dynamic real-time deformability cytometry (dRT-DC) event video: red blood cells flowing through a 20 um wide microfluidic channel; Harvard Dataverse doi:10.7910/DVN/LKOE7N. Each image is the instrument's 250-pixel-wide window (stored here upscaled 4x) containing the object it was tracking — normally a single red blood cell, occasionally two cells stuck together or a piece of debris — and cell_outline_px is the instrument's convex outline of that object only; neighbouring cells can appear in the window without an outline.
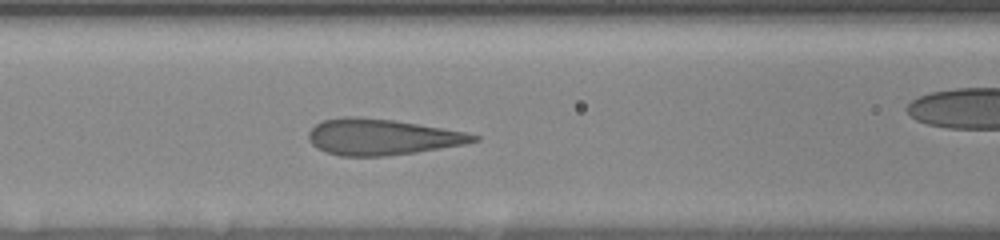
{"species": "human", "species_latin": "Homo sapiens", "temperature_condition": "room temperature", "stored_images_in_passage": 18, "camera_frame_rate_fps": 3000, "um_per_image_px": 0.085, "donor": {"sex": "female"}, "frame": {"image": 1, "passage_image": 11, "time_ms": 6.333, "image_size_px": [1000, 240], "cell_outline_px": [[480, 140], [464, 144], [416, 152], [384, 156], [340, 156], [324, 152], [316, 148], [308, 140], [308, 132], [316, 124], [324, 120], [344, 116], [356, 116], [392, 120], [464, 132], [480, 136]], "centroid_in_image_um": [32.4, 11.65], "position_along_channel_um": 134.2, "area_um2": 34.45}}
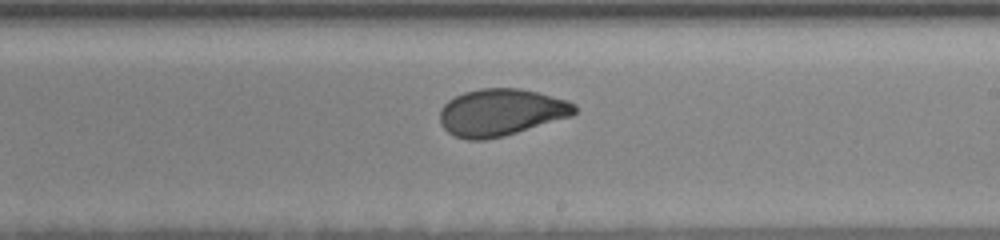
{"frame": {"image": 2, "passage_image": 18, "time_ms": 11.0, "image_size_px": [1000, 240], "cell_outline_px": [[576, 112], [572, 116], [504, 136], [484, 140], [468, 140], [456, 136], [448, 132], [440, 124], [440, 108], [448, 100], [464, 92], [480, 88], [520, 88], [568, 100], [576, 104]], "centroid_in_image_um": [42.58, 9.55], "position_along_channel_um": 246.4, "area_um2": 36.99}}